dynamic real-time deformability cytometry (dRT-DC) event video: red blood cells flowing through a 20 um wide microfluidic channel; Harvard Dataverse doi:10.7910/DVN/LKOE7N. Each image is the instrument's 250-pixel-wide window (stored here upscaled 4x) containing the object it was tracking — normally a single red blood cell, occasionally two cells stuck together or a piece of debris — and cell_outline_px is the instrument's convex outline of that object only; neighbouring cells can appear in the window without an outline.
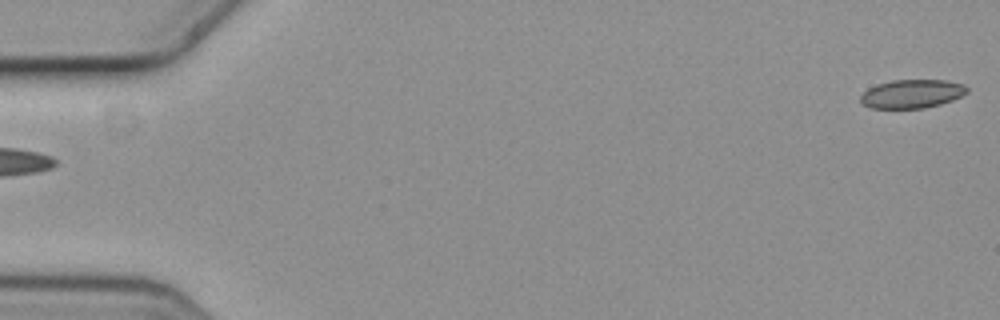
{"species": "common noctule bat (a hibernating species)", "species_latin": "Nyctalus noctula", "temperature_condition": "cold", "stored_images_in_passage": 10, "camera_frame_rate_fps": 3000, "um_per_image_px": 0.085, "animal": {"sex": "female", "body_mass_g": 19.3, "forearm_length_mm": 54.1}, "frame": {"image": 1, "passage_image": 1, "time_ms": 0.0, "image_size_px": [1000, 320], "cell_outline_px": [[968, 92], [952, 100], [940, 104], [924, 108], [868, 108], [860, 104], [860, 96], [868, 88], [876, 84], [892, 80], [948, 80], [964, 84], [968, 88]], "centroid_in_image_um": [77.49, 7.97], "position_along_channel_um": 7.5, "area_um2": 17.92}}
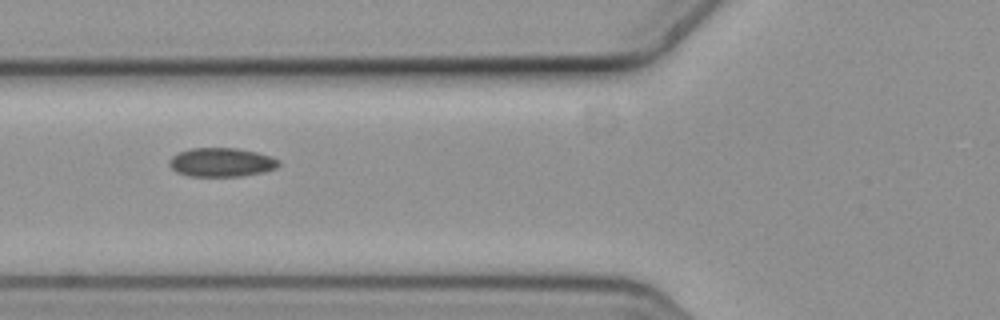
{"frame": {"image": 2, "passage_image": 7, "time_ms": 2.0, "image_size_px": [1000, 320], "cell_outline_px": [[280, 164], [276, 168], [264, 172], [240, 176], [188, 176], [176, 172], [168, 164], [168, 160], [172, 156], [180, 152], [192, 148], [236, 148], [256, 152], [272, 156], [280, 160]], "centroid_in_image_um": [18.83, 13.8], "position_along_channel_um": 107.0, "area_um2": 18.5}}
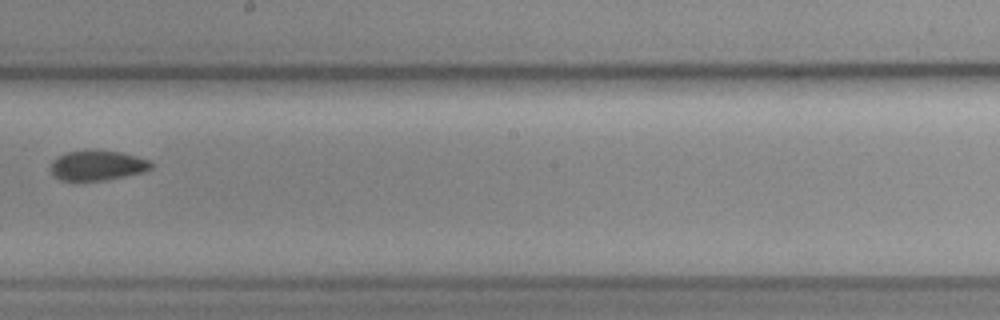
{"frame": {"image": 3, "passage_image": 10, "time_ms": 3.0, "image_size_px": [1000, 320], "cell_outline_px": [[152, 168], [144, 172], [104, 180], [60, 180], [52, 172], [52, 160], [56, 156], [64, 152], [88, 148], [120, 152], [136, 156], [148, 160], [152, 164]], "centroid_in_image_um": [8.26, 14.02], "position_along_channel_um": 239.9, "area_um2": 17.74}}